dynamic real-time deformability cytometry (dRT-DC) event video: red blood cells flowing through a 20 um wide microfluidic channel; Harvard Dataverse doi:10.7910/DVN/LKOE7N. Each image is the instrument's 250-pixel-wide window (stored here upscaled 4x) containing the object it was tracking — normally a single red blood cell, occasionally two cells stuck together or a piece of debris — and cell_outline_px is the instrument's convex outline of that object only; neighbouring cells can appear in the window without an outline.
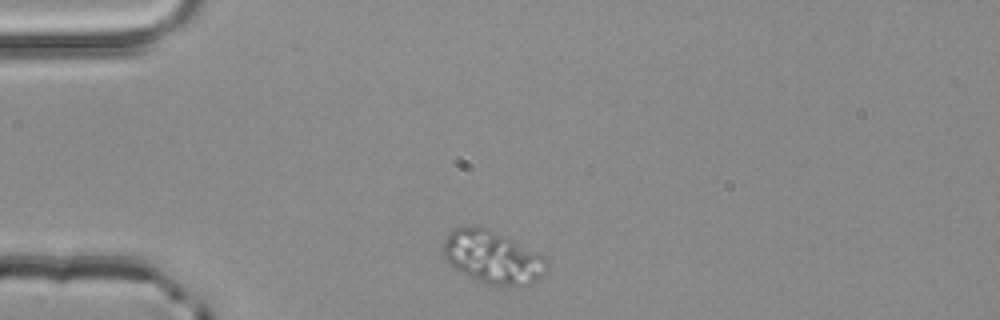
{"species": "common noctule bat (a hibernating species)", "species_latin": "Nyctalus noctula", "temperature_condition": "room temperature", "stored_images_in_passage": 2, "camera_frame_rate_fps": 3000, "um_per_image_px": 0.085, "animal": {"sex": "male", "body_mass_g": 20.4}, "frame": {"image": 1, "passage_image": 1, "time_ms": 0.0, "image_size_px": [1000, 320], "cell_outline_px": [[548, 268], [532, 284], [520, 288], [500, 288], [476, 280], [460, 272], [448, 264], [444, 260], [440, 248], [448, 232], [456, 228], [472, 224], [476, 224], [488, 228], [544, 256], [548, 260]], "centroid_in_image_um": [41.82, 21.89], "position_along_channel_um": 43.2, "area_um2": 32.89}}